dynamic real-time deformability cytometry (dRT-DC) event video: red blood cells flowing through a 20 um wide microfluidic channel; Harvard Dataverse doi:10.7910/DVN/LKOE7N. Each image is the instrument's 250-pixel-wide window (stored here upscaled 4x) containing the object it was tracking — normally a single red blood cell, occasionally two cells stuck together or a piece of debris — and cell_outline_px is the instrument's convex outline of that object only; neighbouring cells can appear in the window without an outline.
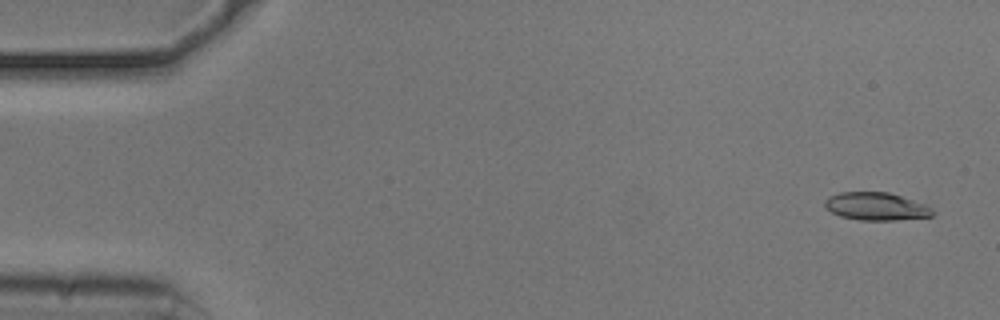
{"species": "common noctule bat (a hibernating species)", "species_latin": "Nyctalus noctula", "temperature_condition": "cold", "stored_images_in_passage": 53, "camera_frame_rate_fps": 3000, "um_per_image_px": 0.085, "animal": {"sex": "male", "body_mass_g": 20.5, "forearm_length_mm": 52.5}, "frame": {"image": 1, "passage_image": 1, "time_ms": 0.0, "image_size_px": [1000, 320], "cell_outline_px": [[932, 216], [896, 220], [860, 220], [840, 216], [824, 208], [824, 200], [828, 196], [840, 192], [888, 192], [928, 204], [932, 208]], "centroid_in_image_um": [74.45, 17.53], "position_along_channel_um": 10.5, "area_um2": 17.63}}
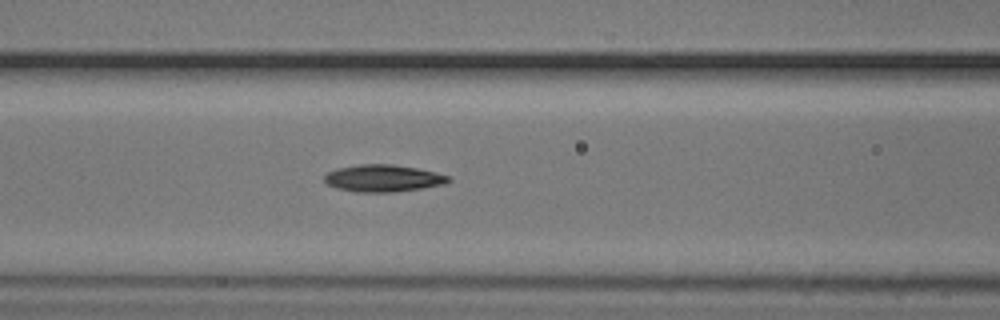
{"frame": {"image": 2, "passage_image": 21, "time_ms": 6.667, "image_size_px": [1000, 320], "cell_outline_px": [[452, 180], [444, 184], [424, 188], [392, 192], [356, 192], [336, 188], [328, 184], [324, 180], [324, 176], [328, 172], [336, 168], [360, 164], [392, 164], [416, 168], [448, 176]], "centroid_in_image_um": [32.53, 15.15], "position_along_channel_um": 134.1, "area_um2": 19.48}}
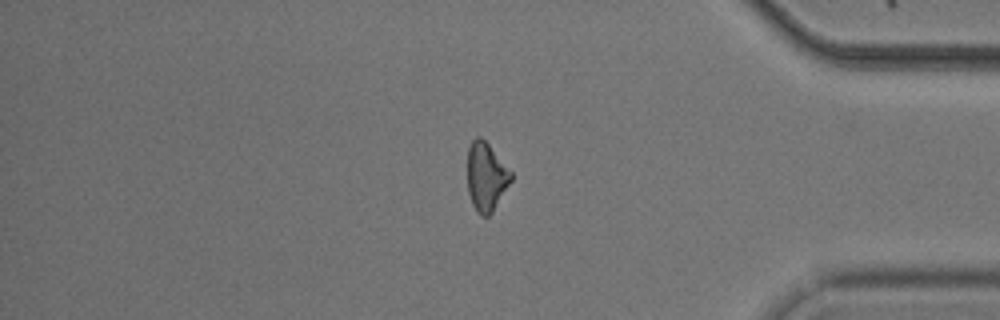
{"frame": {"image": 3, "passage_image": 44, "time_ms": 14.333, "image_size_px": [1000, 320], "cell_outline_px": [[512, 180], [492, 212], [488, 216], [480, 216], [476, 212], [472, 204], [468, 192], [468, 148], [472, 140], [476, 136], [480, 136], [488, 144], [512, 172]], "centroid_in_image_um": [41.31, 15.03], "position_along_channel_um": 393.9, "area_um2": 17.34}, "authors_computed_cell_mechanics": {"area_um2": 18.207, "velocity_mm_per_s": 3.7229, "shape_relaxation_time_tau1_ms": 4.1025, "shape_relaxation_time_tau2_ms": 8.7659, "deformation_change_tau1": 0.125, "deformation_change_tau2": 0.1775}}